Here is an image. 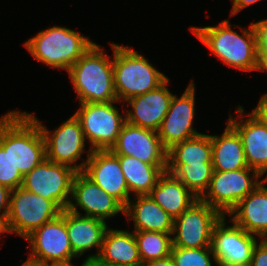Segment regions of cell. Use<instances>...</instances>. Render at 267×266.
Instances as JSON below:
<instances>
[{
  "instance_id": "44dd1931",
  "label": "cell",
  "mask_w": 267,
  "mask_h": 266,
  "mask_svg": "<svg viewBox=\"0 0 267 266\" xmlns=\"http://www.w3.org/2000/svg\"><path fill=\"white\" fill-rule=\"evenodd\" d=\"M65 224L73 253L77 258L95 246L98 253L89 255L86 259L99 256L104 234L108 228L105 221L65 209Z\"/></svg>"
},
{
  "instance_id": "83f0119b",
  "label": "cell",
  "mask_w": 267,
  "mask_h": 266,
  "mask_svg": "<svg viewBox=\"0 0 267 266\" xmlns=\"http://www.w3.org/2000/svg\"><path fill=\"white\" fill-rule=\"evenodd\" d=\"M167 171L200 199L209 187L213 165L212 163H202V165L167 164Z\"/></svg>"
},
{
  "instance_id": "ffe728a7",
  "label": "cell",
  "mask_w": 267,
  "mask_h": 266,
  "mask_svg": "<svg viewBox=\"0 0 267 266\" xmlns=\"http://www.w3.org/2000/svg\"><path fill=\"white\" fill-rule=\"evenodd\" d=\"M267 176L228 213L230 222L246 232L267 239Z\"/></svg>"
},
{
  "instance_id": "9a60e30c",
  "label": "cell",
  "mask_w": 267,
  "mask_h": 266,
  "mask_svg": "<svg viewBox=\"0 0 267 266\" xmlns=\"http://www.w3.org/2000/svg\"><path fill=\"white\" fill-rule=\"evenodd\" d=\"M194 85L191 81L179 98L173 95L170 108L157 131L161 143L167 151L175 144L201 134L192 128L195 113Z\"/></svg>"
},
{
  "instance_id": "7a4b0ae2",
  "label": "cell",
  "mask_w": 267,
  "mask_h": 266,
  "mask_svg": "<svg viewBox=\"0 0 267 266\" xmlns=\"http://www.w3.org/2000/svg\"><path fill=\"white\" fill-rule=\"evenodd\" d=\"M80 103L118 102L113 59L96 43L68 70Z\"/></svg>"
},
{
  "instance_id": "4316f807",
  "label": "cell",
  "mask_w": 267,
  "mask_h": 266,
  "mask_svg": "<svg viewBox=\"0 0 267 266\" xmlns=\"http://www.w3.org/2000/svg\"><path fill=\"white\" fill-rule=\"evenodd\" d=\"M212 163L211 135L199 134L175 144L167 151V164L202 165Z\"/></svg>"
},
{
  "instance_id": "4dcf8cb0",
  "label": "cell",
  "mask_w": 267,
  "mask_h": 266,
  "mask_svg": "<svg viewBox=\"0 0 267 266\" xmlns=\"http://www.w3.org/2000/svg\"><path fill=\"white\" fill-rule=\"evenodd\" d=\"M170 255L174 260L175 266H212L210 255L214 260L211 247H172Z\"/></svg>"
},
{
  "instance_id": "6da1fadb",
  "label": "cell",
  "mask_w": 267,
  "mask_h": 266,
  "mask_svg": "<svg viewBox=\"0 0 267 266\" xmlns=\"http://www.w3.org/2000/svg\"><path fill=\"white\" fill-rule=\"evenodd\" d=\"M241 30L243 36L231 29L229 20L221 21L218 26L191 27L193 34L210 49V54L224 64L242 71H255L258 42L254 24Z\"/></svg>"
},
{
  "instance_id": "7402d4cb",
  "label": "cell",
  "mask_w": 267,
  "mask_h": 266,
  "mask_svg": "<svg viewBox=\"0 0 267 266\" xmlns=\"http://www.w3.org/2000/svg\"><path fill=\"white\" fill-rule=\"evenodd\" d=\"M124 208V214L134 221L135 231L172 233L174 218L149 195L135 196Z\"/></svg>"
},
{
  "instance_id": "f35d334b",
  "label": "cell",
  "mask_w": 267,
  "mask_h": 266,
  "mask_svg": "<svg viewBox=\"0 0 267 266\" xmlns=\"http://www.w3.org/2000/svg\"><path fill=\"white\" fill-rule=\"evenodd\" d=\"M85 266H125V265H116L113 263L105 262L99 257H92L84 261Z\"/></svg>"
},
{
  "instance_id": "d590c367",
  "label": "cell",
  "mask_w": 267,
  "mask_h": 266,
  "mask_svg": "<svg viewBox=\"0 0 267 266\" xmlns=\"http://www.w3.org/2000/svg\"><path fill=\"white\" fill-rule=\"evenodd\" d=\"M256 70L267 71V47H258Z\"/></svg>"
},
{
  "instance_id": "9c48e42d",
  "label": "cell",
  "mask_w": 267,
  "mask_h": 266,
  "mask_svg": "<svg viewBox=\"0 0 267 266\" xmlns=\"http://www.w3.org/2000/svg\"><path fill=\"white\" fill-rule=\"evenodd\" d=\"M78 171L47 158L24 176L22 187L45 199L52 200L61 210L67 209Z\"/></svg>"
},
{
  "instance_id": "ab89813d",
  "label": "cell",
  "mask_w": 267,
  "mask_h": 266,
  "mask_svg": "<svg viewBox=\"0 0 267 266\" xmlns=\"http://www.w3.org/2000/svg\"><path fill=\"white\" fill-rule=\"evenodd\" d=\"M5 232L11 233L8 218L6 214H0V234Z\"/></svg>"
},
{
  "instance_id": "74e56055",
  "label": "cell",
  "mask_w": 267,
  "mask_h": 266,
  "mask_svg": "<svg viewBox=\"0 0 267 266\" xmlns=\"http://www.w3.org/2000/svg\"><path fill=\"white\" fill-rule=\"evenodd\" d=\"M142 266H175V263L171 255H169L161 259L144 262Z\"/></svg>"
},
{
  "instance_id": "7bdbcfd3",
  "label": "cell",
  "mask_w": 267,
  "mask_h": 266,
  "mask_svg": "<svg viewBox=\"0 0 267 266\" xmlns=\"http://www.w3.org/2000/svg\"><path fill=\"white\" fill-rule=\"evenodd\" d=\"M50 266H73L71 263H59V264H50ZM81 266H85L84 262L82 263Z\"/></svg>"
},
{
  "instance_id": "f1b7e54d",
  "label": "cell",
  "mask_w": 267,
  "mask_h": 266,
  "mask_svg": "<svg viewBox=\"0 0 267 266\" xmlns=\"http://www.w3.org/2000/svg\"><path fill=\"white\" fill-rule=\"evenodd\" d=\"M24 176L10 156V112L0 118V185L15 190L22 187Z\"/></svg>"
},
{
  "instance_id": "e575fe53",
  "label": "cell",
  "mask_w": 267,
  "mask_h": 266,
  "mask_svg": "<svg viewBox=\"0 0 267 266\" xmlns=\"http://www.w3.org/2000/svg\"><path fill=\"white\" fill-rule=\"evenodd\" d=\"M10 194L11 190L8 187L0 185V214H8Z\"/></svg>"
},
{
  "instance_id": "8fae6325",
  "label": "cell",
  "mask_w": 267,
  "mask_h": 266,
  "mask_svg": "<svg viewBox=\"0 0 267 266\" xmlns=\"http://www.w3.org/2000/svg\"><path fill=\"white\" fill-rule=\"evenodd\" d=\"M29 115L39 124L42 130L46 143V158L54 163L65 164L78 172H82L87 159L79 165L76 161L81 159L80 157L85 151L86 139L80 121L76 116H71L59 128L50 132L35 115Z\"/></svg>"
},
{
  "instance_id": "5b68a950",
  "label": "cell",
  "mask_w": 267,
  "mask_h": 266,
  "mask_svg": "<svg viewBox=\"0 0 267 266\" xmlns=\"http://www.w3.org/2000/svg\"><path fill=\"white\" fill-rule=\"evenodd\" d=\"M10 156L23 176L46 159L42 130L27 112L10 111Z\"/></svg>"
},
{
  "instance_id": "cb8c5ba5",
  "label": "cell",
  "mask_w": 267,
  "mask_h": 266,
  "mask_svg": "<svg viewBox=\"0 0 267 266\" xmlns=\"http://www.w3.org/2000/svg\"><path fill=\"white\" fill-rule=\"evenodd\" d=\"M213 171H234L247 168L242 140L227 123L221 136L211 135Z\"/></svg>"
},
{
  "instance_id": "3957f363",
  "label": "cell",
  "mask_w": 267,
  "mask_h": 266,
  "mask_svg": "<svg viewBox=\"0 0 267 266\" xmlns=\"http://www.w3.org/2000/svg\"><path fill=\"white\" fill-rule=\"evenodd\" d=\"M111 46L115 90L119 102L125 103L131 97L155 90L168 79L137 51L115 43Z\"/></svg>"
},
{
  "instance_id": "7c38bea8",
  "label": "cell",
  "mask_w": 267,
  "mask_h": 266,
  "mask_svg": "<svg viewBox=\"0 0 267 266\" xmlns=\"http://www.w3.org/2000/svg\"><path fill=\"white\" fill-rule=\"evenodd\" d=\"M31 247L29 259L49 264L71 263L73 253L65 224V209L25 238Z\"/></svg>"
},
{
  "instance_id": "8992f818",
  "label": "cell",
  "mask_w": 267,
  "mask_h": 266,
  "mask_svg": "<svg viewBox=\"0 0 267 266\" xmlns=\"http://www.w3.org/2000/svg\"><path fill=\"white\" fill-rule=\"evenodd\" d=\"M114 102L79 103L75 112L90 150H110L116 143L126 117L119 114Z\"/></svg>"
},
{
  "instance_id": "52a82bcc",
  "label": "cell",
  "mask_w": 267,
  "mask_h": 266,
  "mask_svg": "<svg viewBox=\"0 0 267 266\" xmlns=\"http://www.w3.org/2000/svg\"><path fill=\"white\" fill-rule=\"evenodd\" d=\"M61 212L52 200L31 193L23 187L11 190L7 214L11 233L26 238L43 224L57 218Z\"/></svg>"
},
{
  "instance_id": "d6a6232c",
  "label": "cell",
  "mask_w": 267,
  "mask_h": 266,
  "mask_svg": "<svg viewBox=\"0 0 267 266\" xmlns=\"http://www.w3.org/2000/svg\"><path fill=\"white\" fill-rule=\"evenodd\" d=\"M253 24L257 34L258 47H267V19Z\"/></svg>"
},
{
  "instance_id": "484cf974",
  "label": "cell",
  "mask_w": 267,
  "mask_h": 266,
  "mask_svg": "<svg viewBox=\"0 0 267 266\" xmlns=\"http://www.w3.org/2000/svg\"><path fill=\"white\" fill-rule=\"evenodd\" d=\"M116 156L119 158L129 192H134V196L149 195L159 177L167 171V167H157L131 156Z\"/></svg>"
},
{
  "instance_id": "b9f144b4",
  "label": "cell",
  "mask_w": 267,
  "mask_h": 266,
  "mask_svg": "<svg viewBox=\"0 0 267 266\" xmlns=\"http://www.w3.org/2000/svg\"><path fill=\"white\" fill-rule=\"evenodd\" d=\"M215 264H217V266H242L239 264H231V263H227V262H215Z\"/></svg>"
},
{
  "instance_id": "d6986e66",
  "label": "cell",
  "mask_w": 267,
  "mask_h": 266,
  "mask_svg": "<svg viewBox=\"0 0 267 266\" xmlns=\"http://www.w3.org/2000/svg\"><path fill=\"white\" fill-rule=\"evenodd\" d=\"M228 123L238 132L249 168L261 176L267 172V125L256 115L249 113L247 119L235 120L230 114Z\"/></svg>"
},
{
  "instance_id": "836d02e7",
  "label": "cell",
  "mask_w": 267,
  "mask_h": 266,
  "mask_svg": "<svg viewBox=\"0 0 267 266\" xmlns=\"http://www.w3.org/2000/svg\"><path fill=\"white\" fill-rule=\"evenodd\" d=\"M256 115L265 125H267V93L262 95L257 107L252 112Z\"/></svg>"
},
{
  "instance_id": "8d00e7d4",
  "label": "cell",
  "mask_w": 267,
  "mask_h": 266,
  "mask_svg": "<svg viewBox=\"0 0 267 266\" xmlns=\"http://www.w3.org/2000/svg\"><path fill=\"white\" fill-rule=\"evenodd\" d=\"M260 0H232L233 6L230 16H234L235 14L239 13L242 9L248 7L249 5L255 4Z\"/></svg>"
},
{
  "instance_id": "603a6c76",
  "label": "cell",
  "mask_w": 267,
  "mask_h": 266,
  "mask_svg": "<svg viewBox=\"0 0 267 266\" xmlns=\"http://www.w3.org/2000/svg\"><path fill=\"white\" fill-rule=\"evenodd\" d=\"M149 196L173 218L180 216L199 199L168 171L159 177Z\"/></svg>"
},
{
  "instance_id": "ba28073f",
  "label": "cell",
  "mask_w": 267,
  "mask_h": 266,
  "mask_svg": "<svg viewBox=\"0 0 267 266\" xmlns=\"http://www.w3.org/2000/svg\"><path fill=\"white\" fill-rule=\"evenodd\" d=\"M251 172L253 176H250ZM260 177L257 171L249 167L213 171L209 187L200 199L225 216L263 181L259 180Z\"/></svg>"
},
{
  "instance_id": "5bb4252c",
  "label": "cell",
  "mask_w": 267,
  "mask_h": 266,
  "mask_svg": "<svg viewBox=\"0 0 267 266\" xmlns=\"http://www.w3.org/2000/svg\"><path fill=\"white\" fill-rule=\"evenodd\" d=\"M225 218L223 216L213 228L211 248L214 262L249 266L258 243L257 237L234 223L225 227Z\"/></svg>"
},
{
  "instance_id": "4fadbf2b",
  "label": "cell",
  "mask_w": 267,
  "mask_h": 266,
  "mask_svg": "<svg viewBox=\"0 0 267 266\" xmlns=\"http://www.w3.org/2000/svg\"><path fill=\"white\" fill-rule=\"evenodd\" d=\"M110 151L115 155L131 156L157 167H167V150L163 147L158 132L152 129L126 122Z\"/></svg>"
},
{
  "instance_id": "f546056e",
  "label": "cell",
  "mask_w": 267,
  "mask_h": 266,
  "mask_svg": "<svg viewBox=\"0 0 267 266\" xmlns=\"http://www.w3.org/2000/svg\"><path fill=\"white\" fill-rule=\"evenodd\" d=\"M172 233L134 231L142 263L161 259L171 254Z\"/></svg>"
},
{
  "instance_id": "d4e9b609",
  "label": "cell",
  "mask_w": 267,
  "mask_h": 266,
  "mask_svg": "<svg viewBox=\"0 0 267 266\" xmlns=\"http://www.w3.org/2000/svg\"><path fill=\"white\" fill-rule=\"evenodd\" d=\"M98 257L116 265L142 266L134 233L127 230L107 228Z\"/></svg>"
},
{
  "instance_id": "2e32d148",
  "label": "cell",
  "mask_w": 267,
  "mask_h": 266,
  "mask_svg": "<svg viewBox=\"0 0 267 266\" xmlns=\"http://www.w3.org/2000/svg\"><path fill=\"white\" fill-rule=\"evenodd\" d=\"M87 154L82 173L125 207L130 192L119 158L110 150H89Z\"/></svg>"
},
{
  "instance_id": "1f68e13d",
  "label": "cell",
  "mask_w": 267,
  "mask_h": 266,
  "mask_svg": "<svg viewBox=\"0 0 267 266\" xmlns=\"http://www.w3.org/2000/svg\"><path fill=\"white\" fill-rule=\"evenodd\" d=\"M249 266H267V239L256 244Z\"/></svg>"
},
{
  "instance_id": "277c9868",
  "label": "cell",
  "mask_w": 267,
  "mask_h": 266,
  "mask_svg": "<svg viewBox=\"0 0 267 266\" xmlns=\"http://www.w3.org/2000/svg\"><path fill=\"white\" fill-rule=\"evenodd\" d=\"M94 44L85 37L65 26H53L40 31L24 43L31 56L53 68L69 70Z\"/></svg>"
},
{
  "instance_id": "30bf717a",
  "label": "cell",
  "mask_w": 267,
  "mask_h": 266,
  "mask_svg": "<svg viewBox=\"0 0 267 266\" xmlns=\"http://www.w3.org/2000/svg\"><path fill=\"white\" fill-rule=\"evenodd\" d=\"M223 215L198 199L180 216L174 218L172 247H211L214 226Z\"/></svg>"
},
{
  "instance_id": "ac0fdd59",
  "label": "cell",
  "mask_w": 267,
  "mask_h": 266,
  "mask_svg": "<svg viewBox=\"0 0 267 266\" xmlns=\"http://www.w3.org/2000/svg\"><path fill=\"white\" fill-rule=\"evenodd\" d=\"M169 78L157 89L129 98L125 102L133 108L126 111V122L130 125L158 131L166 116L173 94L167 86Z\"/></svg>"
},
{
  "instance_id": "e0dca14e",
  "label": "cell",
  "mask_w": 267,
  "mask_h": 266,
  "mask_svg": "<svg viewBox=\"0 0 267 266\" xmlns=\"http://www.w3.org/2000/svg\"><path fill=\"white\" fill-rule=\"evenodd\" d=\"M71 196L75 203L70 201L67 209L75 214L79 213L76 206L85 211L83 216L95 217L103 221L118 213L124 214L125 207L82 172H78L74 177Z\"/></svg>"
},
{
  "instance_id": "60d3db41",
  "label": "cell",
  "mask_w": 267,
  "mask_h": 266,
  "mask_svg": "<svg viewBox=\"0 0 267 266\" xmlns=\"http://www.w3.org/2000/svg\"><path fill=\"white\" fill-rule=\"evenodd\" d=\"M21 266H50V264L37 262L28 258Z\"/></svg>"
}]
</instances>
